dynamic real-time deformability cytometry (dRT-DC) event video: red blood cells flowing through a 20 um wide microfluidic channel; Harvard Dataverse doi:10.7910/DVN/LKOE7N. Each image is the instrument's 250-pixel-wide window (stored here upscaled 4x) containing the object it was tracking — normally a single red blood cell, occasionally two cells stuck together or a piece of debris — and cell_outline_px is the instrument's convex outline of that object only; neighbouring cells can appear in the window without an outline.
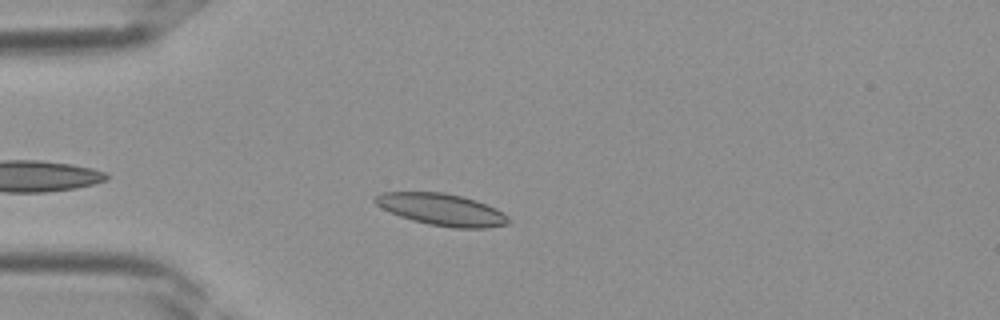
{"species": "Egyptian fruit bat (a non-hibernating species)", "species_latin": "Rousettus aegyptiacus", "temperature_condition": "room temperature", "stored_images_in_passage": 11, "camera_frame_rate_fps": 3000, "um_per_image_px": 0.085, "frame": {"image": 1, "passage_image": 4, "time_ms": 1.0, "image_size_px": [1000, 320], "cell_outline_px": [[512, 220], [508, 224], [488, 228], [452, 228], [428, 224], [412, 220], [400, 216], [376, 204], [372, 200], [376, 196], [384, 192], [444, 192], [476, 200], [496, 208], [508, 216]], "centroid_in_image_um": [37.6, 17.82], "position_along_channel_um": 47.4, "area_um2": 24.74}}
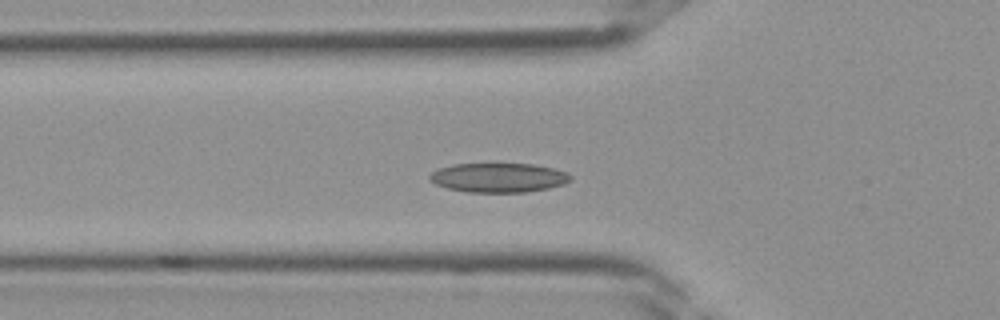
{"frame": {"image": 2, "passage_image": 7, "time_ms": 2.0, "image_size_px": [1000, 320], "cell_outline_px": [[572, 180], [564, 184], [548, 188], [524, 192], [468, 192], [448, 188], [436, 184], [428, 176], [432, 172], [440, 168], [452, 164], [532, 164], [552, 168], [568, 172], [572, 176]], "centroid_in_image_um": [42.41, 15.1], "position_along_channel_um": 83.4, "area_um2": 23.93}}